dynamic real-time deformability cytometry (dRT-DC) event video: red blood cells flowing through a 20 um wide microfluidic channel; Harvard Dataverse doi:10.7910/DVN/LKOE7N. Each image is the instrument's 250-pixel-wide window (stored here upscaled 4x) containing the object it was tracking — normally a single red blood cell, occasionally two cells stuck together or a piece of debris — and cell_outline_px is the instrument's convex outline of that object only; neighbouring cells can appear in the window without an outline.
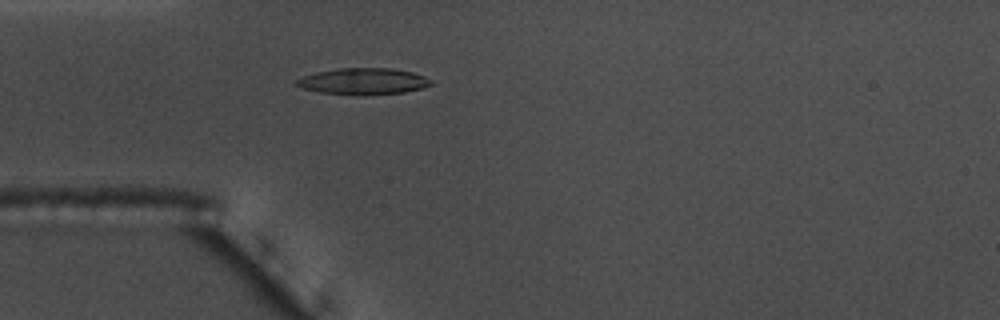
{"species": "common noctule bat (a hibernating species)", "species_latin": "Nyctalus noctula", "temperature_condition": "warm", "stored_images_in_passage": 36, "camera_frame_rate_fps": 3000, "um_per_image_px": 0.085, "animal": {"sex": "male", "body_mass_g": 17.5, "forearm_length_mm": 52.3}, "frame": {"image": 1, "passage_image": 7, "time_ms": 2.0, "image_size_px": [1000, 320], "cell_outline_px": [[432, 84], [424, 88], [404, 92], [364, 96], [360, 96], [320, 92], [304, 88], [292, 84], [296, 80], [304, 76], [316, 72], [340, 68], [392, 68], [412, 72], [424, 76]], "centroid_in_image_um": [30.86, 6.92], "position_along_channel_um": 54.1, "area_um2": 20.81}}